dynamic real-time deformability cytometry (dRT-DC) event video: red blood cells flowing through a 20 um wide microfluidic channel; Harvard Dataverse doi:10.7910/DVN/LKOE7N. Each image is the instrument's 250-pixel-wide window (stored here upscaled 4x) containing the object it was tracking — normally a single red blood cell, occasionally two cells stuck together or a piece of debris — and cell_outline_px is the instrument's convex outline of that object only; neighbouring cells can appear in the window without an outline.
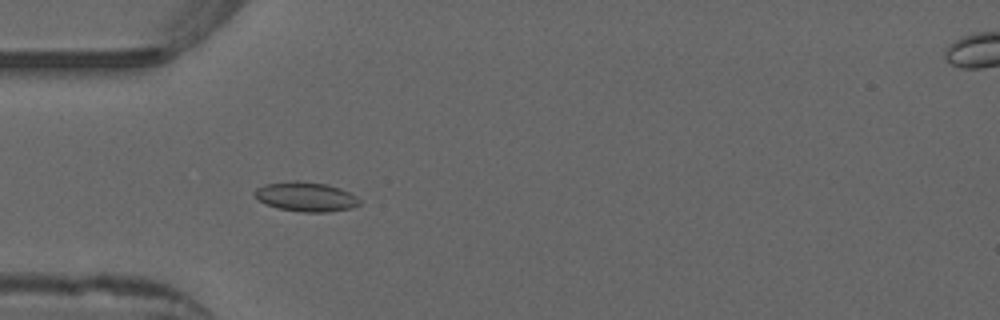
{"species": "common noctule bat (a hibernating species)", "species_latin": "Nyctalus noctula", "temperature_condition": "warm", "stored_images_in_passage": 53, "camera_frame_rate_fps": 3000, "um_per_image_px": 0.085, "animal": {"sex": "male", "forearm_length_mm": 52.5}, "frame": {"image": 1, "passage_image": 16, "time_ms": 5.0, "image_size_px": [1000, 320], "cell_outline_px": [[360, 204], [352, 208], [328, 212], [304, 212], [280, 208], [264, 204], [256, 200], [252, 196], [252, 192], [256, 188], [264, 184], [292, 180], [300, 180], [328, 184], [340, 188], [356, 196], [360, 200]], "centroid_in_image_um": [25.94, 16.71], "position_along_channel_um": 59.1, "area_um2": 18.38}}
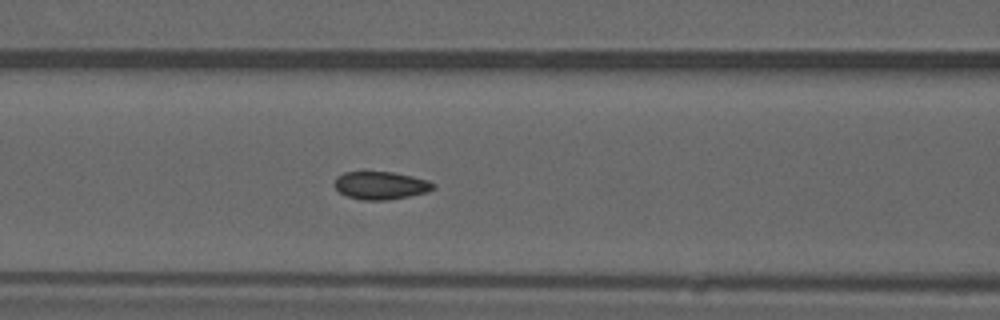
{"frame": {"image": 2, "passage_image": 22, "time_ms": 7.0, "image_size_px": [1000, 320], "cell_outline_px": [[436, 188], [428, 192], [388, 200], [360, 200], [348, 196], [340, 192], [332, 184], [336, 176], [344, 172], [392, 172], [412, 176], [428, 180], [436, 184]], "centroid_in_image_um": [32.36, 15.76], "position_along_channel_um": 134.2, "area_um2": 16.18}}
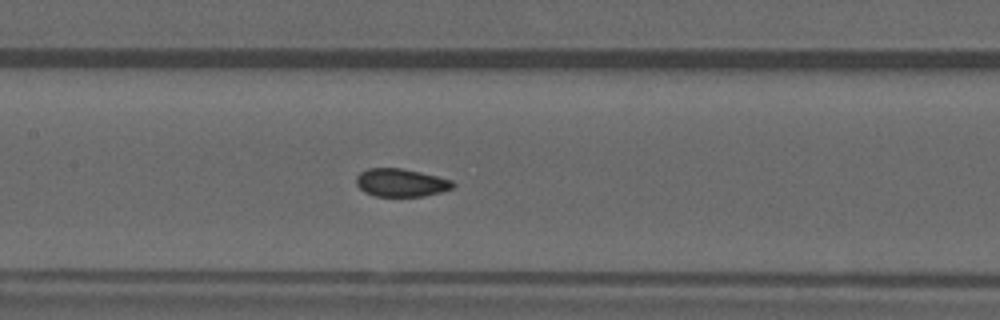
{"frame": {"image": 3, "passage_image": 25, "time_ms": 8.0, "image_size_px": [1000, 320], "cell_outline_px": [[456, 184], [452, 188], [440, 192], [424, 196], [376, 196], [364, 192], [356, 184], [356, 176], [360, 172], [368, 168], [400, 168], [420, 172], [452, 180]], "centroid_in_image_um": [34.07, 15.52], "position_along_channel_um": 173.3, "area_um2": 15.72}, "authors_computed_cell_mechanics": {"area_um2": 16.2418, "velocity_mm_per_s": 3.9025, "shape_relaxation_time_tau1_ms": 6.9194, "shape_relaxation_time_tau2_ms": null, "deformation_change_tau1": 0.0978, "deformation_change_tau2": null}}